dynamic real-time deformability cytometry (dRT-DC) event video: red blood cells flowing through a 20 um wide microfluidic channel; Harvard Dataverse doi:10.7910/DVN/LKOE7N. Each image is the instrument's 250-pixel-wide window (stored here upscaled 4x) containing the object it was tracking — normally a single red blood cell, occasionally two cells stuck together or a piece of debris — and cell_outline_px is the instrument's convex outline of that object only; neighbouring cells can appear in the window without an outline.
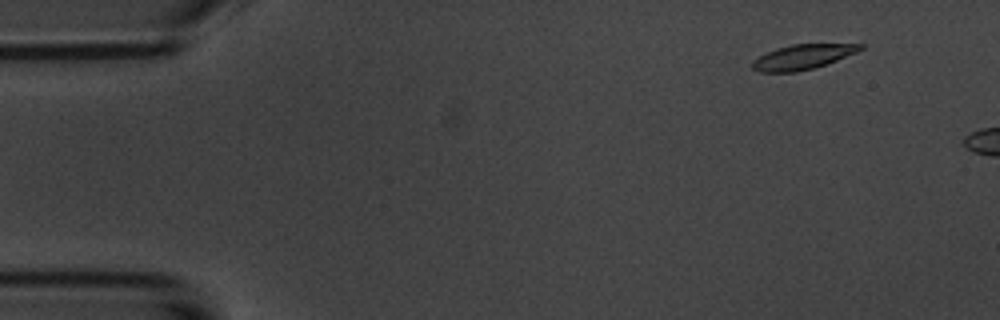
{"species": "common noctule bat (a hibernating species)", "species_latin": "Nyctalus noctula", "temperature_condition": "room temperature", "stored_images_in_passage": 49, "camera_frame_rate_fps": 3000, "um_per_image_px": 0.085, "animal": {"sex": "male", "body_mass_g": 20.1, "forearm_length_mm": 53.5}, "frame": {"image": 1, "passage_image": 4, "time_ms": 1.0, "image_size_px": [1000, 320], "cell_outline_px": [[864, 48], [856, 52], [836, 60], [812, 68], [796, 72], [760, 72], [752, 68], [752, 60], [776, 48], [792, 44], [864, 44]], "centroid_in_image_um": [68.19, 4.83], "position_along_channel_um": 16.8, "area_um2": 15.37}}
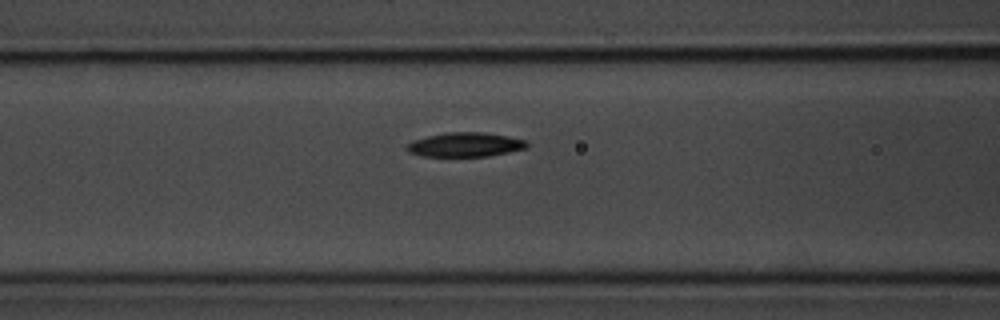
{"frame": {"image": 2, "passage_image": 21, "time_ms": 6.667, "image_size_px": [1000, 320], "cell_outline_px": [[528, 148], [488, 156], [424, 156], [408, 152], [404, 148], [412, 140], [428, 136], [448, 132], [484, 132], [508, 136], [528, 140]], "centroid_in_image_um": [39.56, 12.29], "position_along_channel_um": 127.0, "area_um2": 17.05}}
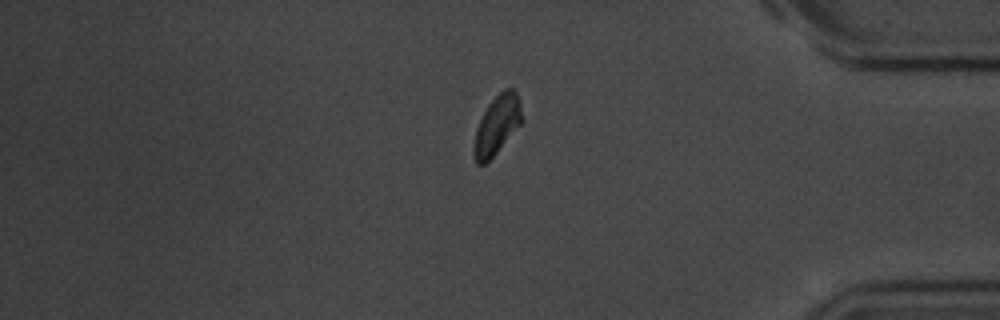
{"frame": {"image": 3, "passage_image": 45, "time_ms": 14.667, "image_size_px": [1000, 320], "cell_outline_px": [[524, 120], [496, 152], [484, 164], [476, 164], [472, 156], [472, 148], [476, 128], [488, 104], [504, 88], [512, 88], [516, 92]], "centroid_in_image_um": [42.22, 10.64], "position_along_channel_um": 393.0, "area_um2": 16.36}, "authors_computed_cell_mechanics": {"area_um2": 17.051, "velocity_mm_per_s": 3.6641, "shape_relaxation_time_tau1_ms": 6.6244, "shape_relaxation_time_tau2_ms": null, "deformation_change_tau1": 0.2185, "deformation_change_tau2": null}}